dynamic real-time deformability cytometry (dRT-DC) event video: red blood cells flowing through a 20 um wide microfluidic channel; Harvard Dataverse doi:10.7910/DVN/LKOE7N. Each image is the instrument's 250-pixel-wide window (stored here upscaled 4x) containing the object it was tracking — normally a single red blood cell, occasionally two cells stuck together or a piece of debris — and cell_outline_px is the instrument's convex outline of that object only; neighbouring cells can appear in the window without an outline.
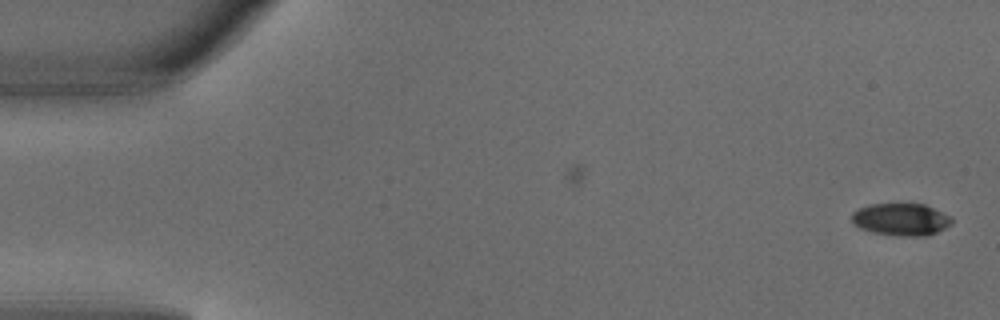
{"species": "common noctule bat (a hibernating species)", "species_latin": "Nyctalus noctula", "temperature_condition": "warm", "stored_images_in_passage": 2, "camera_frame_rate_fps": 3000, "um_per_image_px": 0.085, "animal": {"sex": "male", "body_mass_g": 18.8}, "frame": {"image": 1, "passage_image": 2, "time_ms": 0.333, "image_size_px": [1000, 320], "cell_outline_px": [[952, 224], [928, 236], [900, 236], [872, 232], [860, 228], [852, 224], [852, 212], [868, 204], [924, 204], [952, 216]], "centroid_in_image_um": [76.59, 18.65], "position_along_channel_um": 8.4, "area_um2": 18.9}}